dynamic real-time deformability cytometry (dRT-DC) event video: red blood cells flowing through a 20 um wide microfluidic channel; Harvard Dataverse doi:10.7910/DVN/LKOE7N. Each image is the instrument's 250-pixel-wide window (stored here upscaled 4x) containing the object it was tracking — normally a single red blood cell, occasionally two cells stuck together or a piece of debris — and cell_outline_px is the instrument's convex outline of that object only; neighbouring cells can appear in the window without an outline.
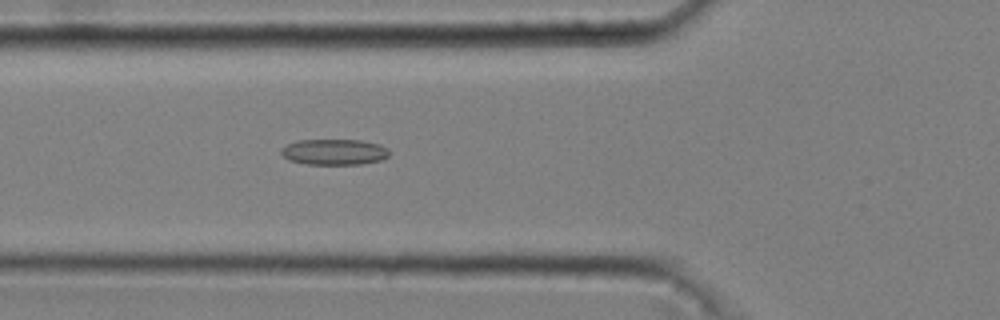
{"species": "common noctule bat (a hibernating species)", "species_latin": "Nyctalus noctula", "temperature_condition": "cold", "stored_images_in_passage": 38, "camera_frame_rate_fps": 3000, "um_per_image_px": 0.085, "animal": {"sex": "male", "body_mass_g": 20.4}, "frame": {"image": 1, "passage_image": 5, "time_ms": 1.333, "image_size_px": [1000, 320], "cell_outline_px": [[388, 156], [380, 160], [360, 164], [308, 164], [288, 160], [280, 152], [280, 148], [288, 144], [300, 140], [360, 140], [380, 144], [388, 148]], "centroid_in_image_um": [28.4, 12.91], "position_along_channel_um": 97.4, "area_um2": 16.18}}
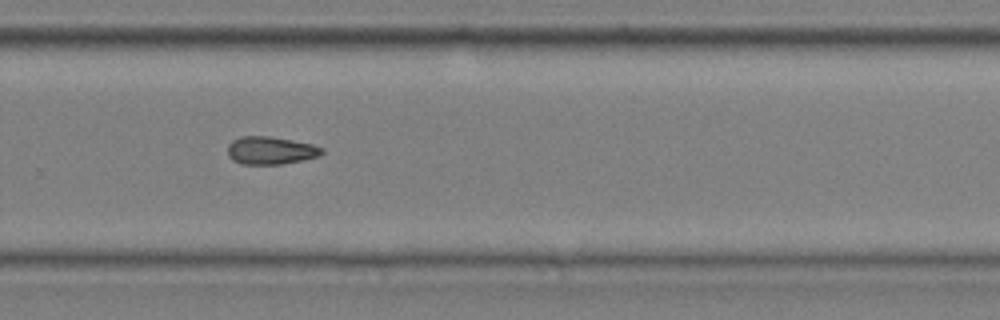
{"frame": {"image": 2, "passage_image": 22, "time_ms": 7.0, "image_size_px": [1000, 320], "cell_outline_px": [[324, 152], [320, 156], [304, 160], [280, 164], [240, 164], [232, 160], [228, 156], [228, 144], [232, 140], [240, 136], [268, 136], [292, 140], [312, 144], [324, 148]], "centroid_in_image_um": [23.0, 12.79], "position_along_channel_um": 306.8, "area_um2": 15.43}}
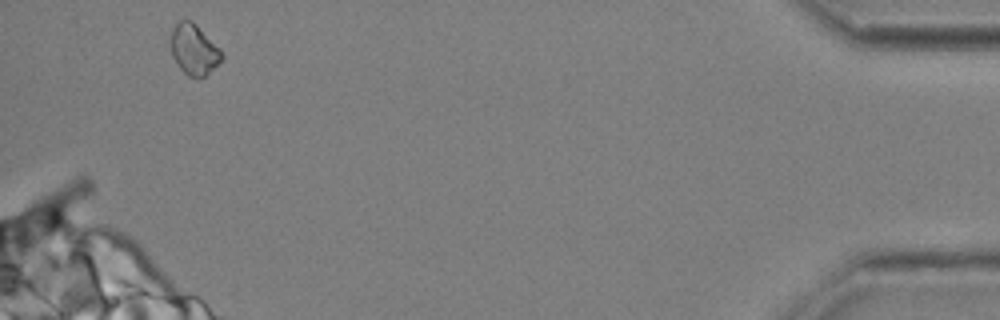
{"frame": {"image": 3, "passage_image": 36, "time_ms": 11.667, "image_size_px": [1000, 320], "cell_outline_px": [[224, 56], [204, 76], [188, 76], [180, 68], [172, 56], [168, 44], [168, 40], [172, 28], [180, 20], [192, 20], [220, 48]], "centroid_in_image_um": [16.43, 4.16], "position_along_channel_um": 418.8, "area_um2": 15.03}}